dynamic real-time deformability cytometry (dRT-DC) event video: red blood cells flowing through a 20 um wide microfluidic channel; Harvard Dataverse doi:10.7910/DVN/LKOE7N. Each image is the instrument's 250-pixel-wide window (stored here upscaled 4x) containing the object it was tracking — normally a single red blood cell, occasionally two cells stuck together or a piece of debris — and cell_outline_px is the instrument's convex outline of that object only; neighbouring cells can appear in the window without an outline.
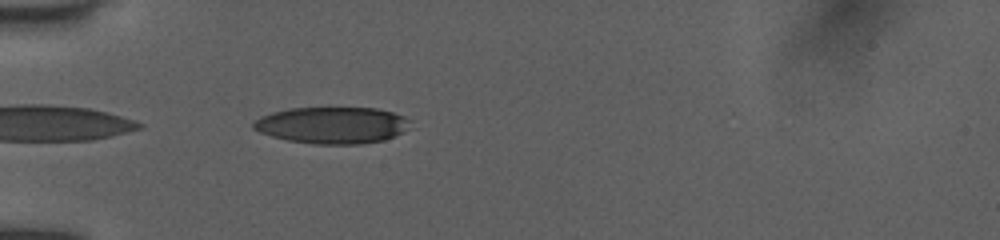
{"species": "human", "species_latin": "Homo sapiens", "temperature_condition": "room temperature", "stored_images_in_passage": 4, "camera_frame_rate_fps": 3000, "um_per_image_px": 0.085, "donor": {"sex": "female"}, "frame": {"image": 1, "passage_image": 4, "time_ms": 2.667, "image_size_px": [1000, 240], "cell_outline_px": [[412, 120], [400, 132], [384, 140], [360, 144], [312, 144], [288, 140], [272, 136], [260, 132], [252, 128], [252, 124], [260, 116], [272, 112], [288, 108], [376, 108], [392, 112], [404, 116]], "centroid_in_image_um": [28.19, 10.64], "position_along_channel_um": 56.8, "area_um2": 33.29}}